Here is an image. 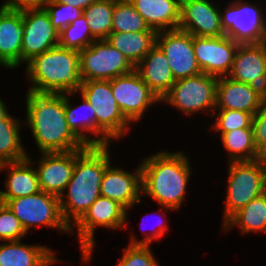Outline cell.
Returning a JSON list of instances; mask_svg holds the SVG:
<instances>
[{
	"label": "cell",
	"instance_id": "cell-1",
	"mask_svg": "<svg viewBox=\"0 0 266 266\" xmlns=\"http://www.w3.org/2000/svg\"><path fill=\"white\" fill-rule=\"evenodd\" d=\"M26 124L40 153L70 152L86 145L70 130L65 115V94L27 91Z\"/></svg>",
	"mask_w": 266,
	"mask_h": 266
},
{
	"label": "cell",
	"instance_id": "cell-2",
	"mask_svg": "<svg viewBox=\"0 0 266 266\" xmlns=\"http://www.w3.org/2000/svg\"><path fill=\"white\" fill-rule=\"evenodd\" d=\"M141 164L142 196L159 203L158 212L179 210L192 175L189 157L182 151H158L145 157Z\"/></svg>",
	"mask_w": 266,
	"mask_h": 266
},
{
	"label": "cell",
	"instance_id": "cell-3",
	"mask_svg": "<svg viewBox=\"0 0 266 266\" xmlns=\"http://www.w3.org/2000/svg\"><path fill=\"white\" fill-rule=\"evenodd\" d=\"M109 148L110 145L86 146L75 150L72 178L59 197L62 216L70 228L100 196L102 176L112 161Z\"/></svg>",
	"mask_w": 266,
	"mask_h": 266
},
{
	"label": "cell",
	"instance_id": "cell-4",
	"mask_svg": "<svg viewBox=\"0 0 266 266\" xmlns=\"http://www.w3.org/2000/svg\"><path fill=\"white\" fill-rule=\"evenodd\" d=\"M28 91L66 94L77 92L82 84L79 51L55 46L26 63Z\"/></svg>",
	"mask_w": 266,
	"mask_h": 266
},
{
	"label": "cell",
	"instance_id": "cell-5",
	"mask_svg": "<svg viewBox=\"0 0 266 266\" xmlns=\"http://www.w3.org/2000/svg\"><path fill=\"white\" fill-rule=\"evenodd\" d=\"M80 93L96 114V146L110 145L130 133V122L124 117L108 80L83 81Z\"/></svg>",
	"mask_w": 266,
	"mask_h": 266
},
{
	"label": "cell",
	"instance_id": "cell-6",
	"mask_svg": "<svg viewBox=\"0 0 266 266\" xmlns=\"http://www.w3.org/2000/svg\"><path fill=\"white\" fill-rule=\"evenodd\" d=\"M223 224L251 200L263 194L266 159L228 162Z\"/></svg>",
	"mask_w": 266,
	"mask_h": 266
},
{
	"label": "cell",
	"instance_id": "cell-7",
	"mask_svg": "<svg viewBox=\"0 0 266 266\" xmlns=\"http://www.w3.org/2000/svg\"><path fill=\"white\" fill-rule=\"evenodd\" d=\"M127 220L126 209L121 204L100 195L83 217L71 228V234L74 233L75 235L77 233L78 236L80 254H82L81 262L84 264L91 262L96 244L94 239L96 227H107L110 230L125 228L127 230Z\"/></svg>",
	"mask_w": 266,
	"mask_h": 266
},
{
	"label": "cell",
	"instance_id": "cell-8",
	"mask_svg": "<svg viewBox=\"0 0 266 266\" xmlns=\"http://www.w3.org/2000/svg\"><path fill=\"white\" fill-rule=\"evenodd\" d=\"M217 82L218 77L205 73L178 79L160 102L179 109L185 116L203 111L213 117Z\"/></svg>",
	"mask_w": 266,
	"mask_h": 266
},
{
	"label": "cell",
	"instance_id": "cell-9",
	"mask_svg": "<svg viewBox=\"0 0 266 266\" xmlns=\"http://www.w3.org/2000/svg\"><path fill=\"white\" fill-rule=\"evenodd\" d=\"M19 219L28 233L34 226H45L59 233L71 234V228L64 221L59 197L39 191L36 194L9 199L5 202Z\"/></svg>",
	"mask_w": 266,
	"mask_h": 266
},
{
	"label": "cell",
	"instance_id": "cell-10",
	"mask_svg": "<svg viewBox=\"0 0 266 266\" xmlns=\"http://www.w3.org/2000/svg\"><path fill=\"white\" fill-rule=\"evenodd\" d=\"M225 9L220 7L221 26L225 35L239 43L266 41L264 12L248 0H232Z\"/></svg>",
	"mask_w": 266,
	"mask_h": 266
},
{
	"label": "cell",
	"instance_id": "cell-11",
	"mask_svg": "<svg viewBox=\"0 0 266 266\" xmlns=\"http://www.w3.org/2000/svg\"><path fill=\"white\" fill-rule=\"evenodd\" d=\"M81 81L111 80L134 70L130 61L107 40H95L79 51Z\"/></svg>",
	"mask_w": 266,
	"mask_h": 266
},
{
	"label": "cell",
	"instance_id": "cell-12",
	"mask_svg": "<svg viewBox=\"0 0 266 266\" xmlns=\"http://www.w3.org/2000/svg\"><path fill=\"white\" fill-rule=\"evenodd\" d=\"M110 81L112 94L124 117L134 123L141 120L156 103H161L156 94L143 82L139 74L132 72L115 77Z\"/></svg>",
	"mask_w": 266,
	"mask_h": 266
},
{
	"label": "cell",
	"instance_id": "cell-13",
	"mask_svg": "<svg viewBox=\"0 0 266 266\" xmlns=\"http://www.w3.org/2000/svg\"><path fill=\"white\" fill-rule=\"evenodd\" d=\"M155 44L166 56L175 80L202 73L194 54L193 36L189 32L181 29L158 32Z\"/></svg>",
	"mask_w": 266,
	"mask_h": 266
},
{
	"label": "cell",
	"instance_id": "cell-14",
	"mask_svg": "<svg viewBox=\"0 0 266 266\" xmlns=\"http://www.w3.org/2000/svg\"><path fill=\"white\" fill-rule=\"evenodd\" d=\"M227 77L249 84L262 99H266V41L240 43Z\"/></svg>",
	"mask_w": 266,
	"mask_h": 266
},
{
	"label": "cell",
	"instance_id": "cell-15",
	"mask_svg": "<svg viewBox=\"0 0 266 266\" xmlns=\"http://www.w3.org/2000/svg\"><path fill=\"white\" fill-rule=\"evenodd\" d=\"M23 25L25 34L22 38V64L58 46L59 32L51 24L49 15L43 7L23 9Z\"/></svg>",
	"mask_w": 266,
	"mask_h": 266
},
{
	"label": "cell",
	"instance_id": "cell-16",
	"mask_svg": "<svg viewBox=\"0 0 266 266\" xmlns=\"http://www.w3.org/2000/svg\"><path fill=\"white\" fill-rule=\"evenodd\" d=\"M239 42L226 35L220 37L193 36V49L202 73L227 76L232 68Z\"/></svg>",
	"mask_w": 266,
	"mask_h": 266
},
{
	"label": "cell",
	"instance_id": "cell-17",
	"mask_svg": "<svg viewBox=\"0 0 266 266\" xmlns=\"http://www.w3.org/2000/svg\"><path fill=\"white\" fill-rule=\"evenodd\" d=\"M100 195L114 200L128 211L141 202L142 171L141 165L133 173L110 163L102 176Z\"/></svg>",
	"mask_w": 266,
	"mask_h": 266
},
{
	"label": "cell",
	"instance_id": "cell-18",
	"mask_svg": "<svg viewBox=\"0 0 266 266\" xmlns=\"http://www.w3.org/2000/svg\"><path fill=\"white\" fill-rule=\"evenodd\" d=\"M178 29L198 37L225 35L221 26L219 4L210 0H181Z\"/></svg>",
	"mask_w": 266,
	"mask_h": 266
},
{
	"label": "cell",
	"instance_id": "cell-19",
	"mask_svg": "<svg viewBox=\"0 0 266 266\" xmlns=\"http://www.w3.org/2000/svg\"><path fill=\"white\" fill-rule=\"evenodd\" d=\"M35 168L41 191L60 197L72 178L75 150L70 152L41 153Z\"/></svg>",
	"mask_w": 266,
	"mask_h": 266
},
{
	"label": "cell",
	"instance_id": "cell-20",
	"mask_svg": "<svg viewBox=\"0 0 266 266\" xmlns=\"http://www.w3.org/2000/svg\"><path fill=\"white\" fill-rule=\"evenodd\" d=\"M25 34L23 10L0 7V66L16 69L21 66L22 38Z\"/></svg>",
	"mask_w": 266,
	"mask_h": 266
},
{
	"label": "cell",
	"instance_id": "cell-21",
	"mask_svg": "<svg viewBox=\"0 0 266 266\" xmlns=\"http://www.w3.org/2000/svg\"><path fill=\"white\" fill-rule=\"evenodd\" d=\"M262 98L249 86L230 79L218 77L215 110L246 111L252 115L260 108Z\"/></svg>",
	"mask_w": 266,
	"mask_h": 266
},
{
	"label": "cell",
	"instance_id": "cell-22",
	"mask_svg": "<svg viewBox=\"0 0 266 266\" xmlns=\"http://www.w3.org/2000/svg\"><path fill=\"white\" fill-rule=\"evenodd\" d=\"M34 160L30 156L18 162L3 163L1 172L7 169L5 178V190H0V202L5 203L9 199L29 196L40 190L38 177L33 167ZM32 165V166H31Z\"/></svg>",
	"mask_w": 266,
	"mask_h": 266
},
{
	"label": "cell",
	"instance_id": "cell-23",
	"mask_svg": "<svg viewBox=\"0 0 266 266\" xmlns=\"http://www.w3.org/2000/svg\"><path fill=\"white\" fill-rule=\"evenodd\" d=\"M134 70L160 100L176 81L166 56L156 44L134 67Z\"/></svg>",
	"mask_w": 266,
	"mask_h": 266
},
{
	"label": "cell",
	"instance_id": "cell-24",
	"mask_svg": "<svg viewBox=\"0 0 266 266\" xmlns=\"http://www.w3.org/2000/svg\"><path fill=\"white\" fill-rule=\"evenodd\" d=\"M156 33L178 29L181 0H129Z\"/></svg>",
	"mask_w": 266,
	"mask_h": 266
},
{
	"label": "cell",
	"instance_id": "cell-25",
	"mask_svg": "<svg viewBox=\"0 0 266 266\" xmlns=\"http://www.w3.org/2000/svg\"><path fill=\"white\" fill-rule=\"evenodd\" d=\"M56 252L43 245L19 241L0 242V266H44Z\"/></svg>",
	"mask_w": 266,
	"mask_h": 266
},
{
	"label": "cell",
	"instance_id": "cell-26",
	"mask_svg": "<svg viewBox=\"0 0 266 266\" xmlns=\"http://www.w3.org/2000/svg\"><path fill=\"white\" fill-rule=\"evenodd\" d=\"M77 92L65 94V115L70 130L86 145L96 146V114L90 103L81 97V105L73 106L70 97ZM90 133V135H88ZM87 134V135H86ZM94 134L95 136H91Z\"/></svg>",
	"mask_w": 266,
	"mask_h": 266
},
{
	"label": "cell",
	"instance_id": "cell-27",
	"mask_svg": "<svg viewBox=\"0 0 266 266\" xmlns=\"http://www.w3.org/2000/svg\"><path fill=\"white\" fill-rule=\"evenodd\" d=\"M156 32H111L106 39L135 67L155 45Z\"/></svg>",
	"mask_w": 266,
	"mask_h": 266
},
{
	"label": "cell",
	"instance_id": "cell-28",
	"mask_svg": "<svg viewBox=\"0 0 266 266\" xmlns=\"http://www.w3.org/2000/svg\"><path fill=\"white\" fill-rule=\"evenodd\" d=\"M222 225L225 233L234 227H239L244 235L254 232L266 233V195L263 193L251 200Z\"/></svg>",
	"mask_w": 266,
	"mask_h": 266
},
{
	"label": "cell",
	"instance_id": "cell-29",
	"mask_svg": "<svg viewBox=\"0 0 266 266\" xmlns=\"http://www.w3.org/2000/svg\"><path fill=\"white\" fill-rule=\"evenodd\" d=\"M21 124L24 123L10 115L9 111L0 118V161L2 163L18 162L28 157L20 135Z\"/></svg>",
	"mask_w": 266,
	"mask_h": 266
},
{
	"label": "cell",
	"instance_id": "cell-30",
	"mask_svg": "<svg viewBox=\"0 0 266 266\" xmlns=\"http://www.w3.org/2000/svg\"><path fill=\"white\" fill-rule=\"evenodd\" d=\"M220 140L228 153V162L254 161L262 158L256 150L252 128L225 132L220 136Z\"/></svg>",
	"mask_w": 266,
	"mask_h": 266
},
{
	"label": "cell",
	"instance_id": "cell-31",
	"mask_svg": "<svg viewBox=\"0 0 266 266\" xmlns=\"http://www.w3.org/2000/svg\"><path fill=\"white\" fill-rule=\"evenodd\" d=\"M114 0H98L84 11L92 37L106 40L111 33Z\"/></svg>",
	"mask_w": 266,
	"mask_h": 266
},
{
	"label": "cell",
	"instance_id": "cell-32",
	"mask_svg": "<svg viewBox=\"0 0 266 266\" xmlns=\"http://www.w3.org/2000/svg\"><path fill=\"white\" fill-rule=\"evenodd\" d=\"M152 30L129 0H114L111 32H145Z\"/></svg>",
	"mask_w": 266,
	"mask_h": 266
},
{
	"label": "cell",
	"instance_id": "cell-33",
	"mask_svg": "<svg viewBox=\"0 0 266 266\" xmlns=\"http://www.w3.org/2000/svg\"><path fill=\"white\" fill-rule=\"evenodd\" d=\"M95 39L92 37L86 17L83 14L59 32V46L81 51Z\"/></svg>",
	"mask_w": 266,
	"mask_h": 266
},
{
	"label": "cell",
	"instance_id": "cell-34",
	"mask_svg": "<svg viewBox=\"0 0 266 266\" xmlns=\"http://www.w3.org/2000/svg\"><path fill=\"white\" fill-rule=\"evenodd\" d=\"M212 118H215V121L213 125L211 124V128L219 132L220 136L235 129L252 128L253 115L246 111L214 110Z\"/></svg>",
	"mask_w": 266,
	"mask_h": 266
},
{
	"label": "cell",
	"instance_id": "cell-35",
	"mask_svg": "<svg viewBox=\"0 0 266 266\" xmlns=\"http://www.w3.org/2000/svg\"><path fill=\"white\" fill-rule=\"evenodd\" d=\"M49 15L51 24L60 32L83 14V10L71 4H61L48 0L43 6Z\"/></svg>",
	"mask_w": 266,
	"mask_h": 266
},
{
	"label": "cell",
	"instance_id": "cell-36",
	"mask_svg": "<svg viewBox=\"0 0 266 266\" xmlns=\"http://www.w3.org/2000/svg\"><path fill=\"white\" fill-rule=\"evenodd\" d=\"M27 232L5 203L0 202V242L19 241Z\"/></svg>",
	"mask_w": 266,
	"mask_h": 266
},
{
	"label": "cell",
	"instance_id": "cell-37",
	"mask_svg": "<svg viewBox=\"0 0 266 266\" xmlns=\"http://www.w3.org/2000/svg\"><path fill=\"white\" fill-rule=\"evenodd\" d=\"M116 266H160L150 246L127 245Z\"/></svg>",
	"mask_w": 266,
	"mask_h": 266
},
{
	"label": "cell",
	"instance_id": "cell-38",
	"mask_svg": "<svg viewBox=\"0 0 266 266\" xmlns=\"http://www.w3.org/2000/svg\"><path fill=\"white\" fill-rule=\"evenodd\" d=\"M252 130L256 150L266 159V99H262L260 108L253 115Z\"/></svg>",
	"mask_w": 266,
	"mask_h": 266
},
{
	"label": "cell",
	"instance_id": "cell-39",
	"mask_svg": "<svg viewBox=\"0 0 266 266\" xmlns=\"http://www.w3.org/2000/svg\"><path fill=\"white\" fill-rule=\"evenodd\" d=\"M162 218V217H161ZM142 221V223L144 222V217H143V219H141ZM156 222H158V223H156V225H155V228L154 229H152L153 231H152V233L151 234H145V231L143 230L142 231V233H144V235H146L144 238L142 237V239L140 240V239H138V238H136V236H134V234L131 236H129V238L128 239H130L129 240V243H128V245H146V246H150V244L153 242V240H158V239H161V237H163L164 235H166V233H167V230L169 229L168 228V223L166 224V223H164V222H166L165 220H158V221H156Z\"/></svg>",
	"mask_w": 266,
	"mask_h": 266
},
{
	"label": "cell",
	"instance_id": "cell-40",
	"mask_svg": "<svg viewBox=\"0 0 266 266\" xmlns=\"http://www.w3.org/2000/svg\"><path fill=\"white\" fill-rule=\"evenodd\" d=\"M48 0H7L0 7L13 10L41 8Z\"/></svg>",
	"mask_w": 266,
	"mask_h": 266
},
{
	"label": "cell",
	"instance_id": "cell-41",
	"mask_svg": "<svg viewBox=\"0 0 266 266\" xmlns=\"http://www.w3.org/2000/svg\"><path fill=\"white\" fill-rule=\"evenodd\" d=\"M61 4H71L73 7L82 9L83 11L92 3L98 0H52Z\"/></svg>",
	"mask_w": 266,
	"mask_h": 266
},
{
	"label": "cell",
	"instance_id": "cell-42",
	"mask_svg": "<svg viewBox=\"0 0 266 266\" xmlns=\"http://www.w3.org/2000/svg\"><path fill=\"white\" fill-rule=\"evenodd\" d=\"M7 105L0 97V118H2L9 110H7Z\"/></svg>",
	"mask_w": 266,
	"mask_h": 266
},
{
	"label": "cell",
	"instance_id": "cell-43",
	"mask_svg": "<svg viewBox=\"0 0 266 266\" xmlns=\"http://www.w3.org/2000/svg\"><path fill=\"white\" fill-rule=\"evenodd\" d=\"M58 262L60 261L58 260V257H56V254H55L44 266H51L54 263H58Z\"/></svg>",
	"mask_w": 266,
	"mask_h": 266
},
{
	"label": "cell",
	"instance_id": "cell-44",
	"mask_svg": "<svg viewBox=\"0 0 266 266\" xmlns=\"http://www.w3.org/2000/svg\"><path fill=\"white\" fill-rule=\"evenodd\" d=\"M263 193L266 195V173L264 175Z\"/></svg>",
	"mask_w": 266,
	"mask_h": 266
},
{
	"label": "cell",
	"instance_id": "cell-45",
	"mask_svg": "<svg viewBox=\"0 0 266 266\" xmlns=\"http://www.w3.org/2000/svg\"><path fill=\"white\" fill-rule=\"evenodd\" d=\"M2 165H3V163L0 161V172H1Z\"/></svg>",
	"mask_w": 266,
	"mask_h": 266
}]
</instances>
